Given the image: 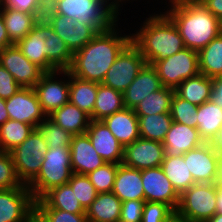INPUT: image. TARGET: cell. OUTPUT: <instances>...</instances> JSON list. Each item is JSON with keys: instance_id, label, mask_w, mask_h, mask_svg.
Masks as SVG:
<instances>
[{"instance_id": "cell-1", "label": "cell", "mask_w": 222, "mask_h": 222, "mask_svg": "<svg viewBox=\"0 0 222 222\" xmlns=\"http://www.w3.org/2000/svg\"><path fill=\"white\" fill-rule=\"evenodd\" d=\"M128 22L121 16L109 29L99 32L73 54L68 71L80 79L101 84L118 55L131 42V22Z\"/></svg>"}, {"instance_id": "cell-2", "label": "cell", "mask_w": 222, "mask_h": 222, "mask_svg": "<svg viewBox=\"0 0 222 222\" xmlns=\"http://www.w3.org/2000/svg\"><path fill=\"white\" fill-rule=\"evenodd\" d=\"M135 11L144 16L138 14L140 16L138 18V15H132L136 13ZM130 13L132 17L123 16V18L131 22L133 20L130 19L134 18V25L130 24L131 42L139 49L146 64L164 60L185 48L177 27L162 10H152V12L146 10L143 13L142 10H131ZM136 18L138 22H135Z\"/></svg>"}, {"instance_id": "cell-3", "label": "cell", "mask_w": 222, "mask_h": 222, "mask_svg": "<svg viewBox=\"0 0 222 222\" xmlns=\"http://www.w3.org/2000/svg\"><path fill=\"white\" fill-rule=\"evenodd\" d=\"M162 11L177 27L185 48L199 52L221 33V21L199 0H170Z\"/></svg>"}, {"instance_id": "cell-4", "label": "cell", "mask_w": 222, "mask_h": 222, "mask_svg": "<svg viewBox=\"0 0 222 222\" xmlns=\"http://www.w3.org/2000/svg\"><path fill=\"white\" fill-rule=\"evenodd\" d=\"M16 45L24 56L44 72L68 70L73 61V53L48 22H36Z\"/></svg>"}, {"instance_id": "cell-5", "label": "cell", "mask_w": 222, "mask_h": 222, "mask_svg": "<svg viewBox=\"0 0 222 222\" xmlns=\"http://www.w3.org/2000/svg\"><path fill=\"white\" fill-rule=\"evenodd\" d=\"M71 175L70 147H48L39 174L27 186L36 201L52 188L67 184Z\"/></svg>"}, {"instance_id": "cell-6", "label": "cell", "mask_w": 222, "mask_h": 222, "mask_svg": "<svg viewBox=\"0 0 222 222\" xmlns=\"http://www.w3.org/2000/svg\"><path fill=\"white\" fill-rule=\"evenodd\" d=\"M56 14L90 25L98 33L109 29L121 18L112 0H59Z\"/></svg>"}, {"instance_id": "cell-7", "label": "cell", "mask_w": 222, "mask_h": 222, "mask_svg": "<svg viewBox=\"0 0 222 222\" xmlns=\"http://www.w3.org/2000/svg\"><path fill=\"white\" fill-rule=\"evenodd\" d=\"M217 183H195L180 195L176 214L189 222H205L216 213Z\"/></svg>"}, {"instance_id": "cell-8", "label": "cell", "mask_w": 222, "mask_h": 222, "mask_svg": "<svg viewBox=\"0 0 222 222\" xmlns=\"http://www.w3.org/2000/svg\"><path fill=\"white\" fill-rule=\"evenodd\" d=\"M47 151L48 145L37 128L20 145L9 151L23 184L28 185L39 174Z\"/></svg>"}, {"instance_id": "cell-9", "label": "cell", "mask_w": 222, "mask_h": 222, "mask_svg": "<svg viewBox=\"0 0 222 222\" xmlns=\"http://www.w3.org/2000/svg\"><path fill=\"white\" fill-rule=\"evenodd\" d=\"M164 87L176 89L184 80L200 73L198 52L184 48L164 60L152 62Z\"/></svg>"}, {"instance_id": "cell-10", "label": "cell", "mask_w": 222, "mask_h": 222, "mask_svg": "<svg viewBox=\"0 0 222 222\" xmlns=\"http://www.w3.org/2000/svg\"><path fill=\"white\" fill-rule=\"evenodd\" d=\"M145 64L139 49L130 42L109 68L102 84L124 93Z\"/></svg>"}, {"instance_id": "cell-11", "label": "cell", "mask_w": 222, "mask_h": 222, "mask_svg": "<svg viewBox=\"0 0 222 222\" xmlns=\"http://www.w3.org/2000/svg\"><path fill=\"white\" fill-rule=\"evenodd\" d=\"M33 89L43 112L48 117L69 102V71L45 72Z\"/></svg>"}, {"instance_id": "cell-12", "label": "cell", "mask_w": 222, "mask_h": 222, "mask_svg": "<svg viewBox=\"0 0 222 222\" xmlns=\"http://www.w3.org/2000/svg\"><path fill=\"white\" fill-rule=\"evenodd\" d=\"M183 156L196 183H217L222 157L211 143H203Z\"/></svg>"}, {"instance_id": "cell-13", "label": "cell", "mask_w": 222, "mask_h": 222, "mask_svg": "<svg viewBox=\"0 0 222 222\" xmlns=\"http://www.w3.org/2000/svg\"><path fill=\"white\" fill-rule=\"evenodd\" d=\"M0 64L11 73L15 81L23 88H33L45 73L24 56L16 44L0 51Z\"/></svg>"}, {"instance_id": "cell-14", "label": "cell", "mask_w": 222, "mask_h": 222, "mask_svg": "<svg viewBox=\"0 0 222 222\" xmlns=\"http://www.w3.org/2000/svg\"><path fill=\"white\" fill-rule=\"evenodd\" d=\"M6 109L10 120L27 123L35 128L47 118L33 88L21 87L6 99Z\"/></svg>"}, {"instance_id": "cell-15", "label": "cell", "mask_w": 222, "mask_h": 222, "mask_svg": "<svg viewBox=\"0 0 222 222\" xmlns=\"http://www.w3.org/2000/svg\"><path fill=\"white\" fill-rule=\"evenodd\" d=\"M164 158L165 152L162 142L140 137L124 146L122 164L141 171L161 166Z\"/></svg>"}, {"instance_id": "cell-16", "label": "cell", "mask_w": 222, "mask_h": 222, "mask_svg": "<svg viewBox=\"0 0 222 222\" xmlns=\"http://www.w3.org/2000/svg\"><path fill=\"white\" fill-rule=\"evenodd\" d=\"M141 177L145 201L165 203L176 212L180 195L173 188L161 166L141 170Z\"/></svg>"}, {"instance_id": "cell-17", "label": "cell", "mask_w": 222, "mask_h": 222, "mask_svg": "<svg viewBox=\"0 0 222 222\" xmlns=\"http://www.w3.org/2000/svg\"><path fill=\"white\" fill-rule=\"evenodd\" d=\"M35 207L27 185L0 190V222H23Z\"/></svg>"}, {"instance_id": "cell-18", "label": "cell", "mask_w": 222, "mask_h": 222, "mask_svg": "<svg viewBox=\"0 0 222 222\" xmlns=\"http://www.w3.org/2000/svg\"><path fill=\"white\" fill-rule=\"evenodd\" d=\"M48 23L73 54L98 34L92 26L60 14H55Z\"/></svg>"}, {"instance_id": "cell-19", "label": "cell", "mask_w": 222, "mask_h": 222, "mask_svg": "<svg viewBox=\"0 0 222 222\" xmlns=\"http://www.w3.org/2000/svg\"><path fill=\"white\" fill-rule=\"evenodd\" d=\"M85 133L98 155L106 163L122 164L124 146L115 138L103 121L90 120Z\"/></svg>"}, {"instance_id": "cell-20", "label": "cell", "mask_w": 222, "mask_h": 222, "mask_svg": "<svg viewBox=\"0 0 222 222\" xmlns=\"http://www.w3.org/2000/svg\"><path fill=\"white\" fill-rule=\"evenodd\" d=\"M70 154L72 173L87 175L106 163L98 155L86 133L72 136Z\"/></svg>"}, {"instance_id": "cell-21", "label": "cell", "mask_w": 222, "mask_h": 222, "mask_svg": "<svg viewBox=\"0 0 222 222\" xmlns=\"http://www.w3.org/2000/svg\"><path fill=\"white\" fill-rule=\"evenodd\" d=\"M162 143L165 156H182L204 142L197 128L173 121Z\"/></svg>"}, {"instance_id": "cell-22", "label": "cell", "mask_w": 222, "mask_h": 222, "mask_svg": "<svg viewBox=\"0 0 222 222\" xmlns=\"http://www.w3.org/2000/svg\"><path fill=\"white\" fill-rule=\"evenodd\" d=\"M163 87L155 68L145 64L134 81L123 93L125 108L134 109L149 94Z\"/></svg>"}, {"instance_id": "cell-23", "label": "cell", "mask_w": 222, "mask_h": 222, "mask_svg": "<svg viewBox=\"0 0 222 222\" xmlns=\"http://www.w3.org/2000/svg\"><path fill=\"white\" fill-rule=\"evenodd\" d=\"M112 193L122 202L128 200H145L141 171L127 167L124 164H119Z\"/></svg>"}, {"instance_id": "cell-24", "label": "cell", "mask_w": 222, "mask_h": 222, "mask_svg": "<svg viewBox=\"0 0 222 222\" xmlns=\"http://www.w3.org/2000/svg\"><path fill=\"white\" fill-rule=\"evenodd\" d=\"M102 121L123 146L140 138L138 116L133 109L124 108L106 117Z\"/></svg>"}, {"instance_id": "cell-25", "label": "cell", "mask_w": 222, "mask_h": 222, "mask_svg": "<svg viewBox=\"0 0 222 222\" xmlns=\"http://www.w3.org/2000/svg\"><path fill=\"white\" fill-rule=\"evenodd\" d=\"M35 206L38 209H60L74 214H86V210L68 184L52 188L41 199L35 201Z\"/></svg>"}, {"instance_id": "cell-26", "label": "cell", "mask_w": 222, "mask_h": 222, "mask_svg": "<svg viewBox=\"0 0 222 222\" xmlns=\"http://www.w3.org/2000/svg\"><path fill=\"white\" fill-rule=\"evenodd\" d=\"M48 118L71 135L84 134L91 120L88 114L70 102L55 110Z\"/></svg>"}, {"instance_id": "cell-27", "label": "cell", "mask_w": 222, "mask_h": 222, "mask_svg": "<svg viewBox=\"0 0 222 222\" xmlns=\"http://www.w3.org/2000/svg\"><path fill=\"white\" fill-rule=\"evenodd\" d=\"M122 201L112 192L98 193L86 209L88 222H118Z\"/></svg>"}, {"instance_id": "cell-28", "label": "cell", "mask_w": 222, "mask_h": 222, "mask_svg": "<svg viewBox=\"0 0 222 222\" xmlns=\"http://www.w3.org/2000/svg\"><path fill=\"white\" fill-rule=\"evenodd\" d=\"M222 126V107L211 100L198 106L197 130L204 143H212Z\"/></svg>"}, {"instance_id": "cell-29", "label": "cell", "mask_w": 222, "mask_h": 222, "mask_svg": "<svg viewBox=\"0 0 222 222\" xmlns=\"http://www.w3.org/2000/svg\"><path fill=\"white\" fill-rule=\"evenodd\" d=\"M98 91V83L80 79L69 72V102L91 116Z\"/></svg>"}, {"instance_id": "cell-30", "label": "cell", "mask_w": 222, "mask_h": 222, "mask_svg": "<svg viewBox=\"0 0 222 222\" xmlns=\"http://www.w3.org/2000/svg\"><path fill=\"white\" fill-rule=\"evenodd\" d=\"M212 78L199 73L184 80L176 89L175 93L190 103L199 106L211 98Z\"/></svg>"}, {"instance_id": "cell-31", "label": "cell", "mask_w": 222, "mask_h": 222, "mask_svg": "<svg viewBox=\"0 0 222 222\" xmlns=\"http://www.w3.org/2000/svg\"><path fill=\"white\" fill-rule=\"evenodd\" d=\"M125 108L123 93L98 83V91L91 120L102 121Z\"/></svg>"}, {"instance_id": "cell-32", "label": "cell", "mask_w": 222, "mask_h": 222, "mask_svg": "<svg viewBox=\"0 0 222 222\" xmlns=\"http://www.w3.org/2000/svg\"><path fill=\"white\" fill-rule=\"evenodd\" d=\"M1 14L10 40L16 44L34 27V14H29L11 7H2Z\"/></svg>"}, {"instance_id": "cell-33", "label": "cell", "mask_w": 222, "mask_h": 222, "mask_svg": "<svg viewBox=\"0 0 222 222\" xmlns=\"http://www.w3.org/2000/svg\"><path fill=\"white\" fill-rule=\"evenodd\" d=\"M161 168L179 195L196 183L188 170L183 155L165 156Z\"/></svg>"}, {"instance_id": "cell-34", "label": "cell", "mask_w": 222, "mask_h": 222, "mask_svg": "<svg viewBox=\"0 0 222 222\" xmlns=\"http://www.w3.org/2000/svg\"><path fill=\"white\" fill-rule=\"evenodd\" d=\"M137 116L141 138L159 142L164 141L173 122L170 112Z\"/></svg>"}, {"instance_id": "cell-35", "label": "cell", "mask_w": 222, "mask_h": 222, "mask_svg": "<svg viewBox=\"0 0 222 222\" xmlns=\"http://www.w3.org/2000/svg\"><path fill=\"white\" fill-rule=\"evenodd\" d=\"M200 73L213 78L222 75V33L198 52Z\"/></svg>"}, {"instance_id": "cell-36", "label": "cell", "mask_w": 222, "mask_h": 222, "mask_svg": "<svg viewBox=\"0 0 222 222\" xmlns=\"http://www.w3.org/2000/svg\"><path fill=\"white\" fill-rule=\"evenodd\" d=\"M175 90L168 87L149 94L133 109L136 115H153L170 112Z\"/></svg>"}, {"instance_id": "cell-37", "label": "cell", "mask_w": 222, "mask_h": 222, "mask_svg": "<svg viewBox=\"0 0 222 222\" xmlns=\"http://www.w3.org/2000/svg\"><path fill=\"white\" fill-rule=\"evenodd\" d=\"M35 129L34 126L8 119L0 126V150L9 152L20 145Z\"/></svg>"}, {"instance_id": "cell-38", "label": "cell", "mask_w": 222, "mask_h": 222, "mask_svg": "<svg viewBox=\"0 0 222 222\" xmlns=\"http://www.w3.org/2000/svg\"><path fill=\"white\" fill-rule=\"evenodd\" d=\"M197 110L198 106L174 93L170 110L174 122L197 128Z\"/></svg>"}, {"instance_id": "cell-39", "label": "cell", "mask_w": 222, "mask_h": 222, "mask_svg": "<svg viewBox=\"0 0 222 222\" xmlns=\"http://www.w3.org/2000/svg\"><path fill=\"white\" fill-rule=\"evenodd\" d=\"M37 129L42 134L48 147H70L73 135L56 125L48 117L37 126Z\"/></svg>"}, {"instance_id": "cell-40", "label": "cell", "mask_w": 222, "mask_h": 222, "mask_svg": "<svg viewBox=\"0 0 222 222\" xmlns=\"http://www.w3.org/2000/svg\"><path fill=\"white\" fill-rule=\"evenodd\" d=\"M67 184L72 188L76 198L85 210L96 199L98 193L87 175L72 173Z\"/></svg>"}, {"instance_id": "cell-41", "label": "cell", "mask_w": 222, "mask_h": 222, "mask_svg": "<svg viewBox=\"0 0 222 222\" xmlns=\"http://www.w3.org/2000/svg\"><path fill=\"white\" fill-rule=\"evenodd\" d=\"M119 164L105 163L102 167L87 174L97 193L112 192Z\"/></svg>"}, {"instance_id": "cell-42", "label": "cell", "mask_w": 222, "mask_h": 222, "mask_svg": "<svg viewBox=\"0 0 222 222\" xmlns=\"http://www.w3.org/2000/svg\"><path fill=\"white\" fill-rule=\"evenodd\" d=\"M24 186L17 175L10 153L0 150V190Z\"/></svg>"}, {"instance_id": "cell-43", "label": "cell", "mask_w": 222, "mask_h": 222, "mask_svg": "<svg viewBox=\"0 0 222 222\" xmlns=\"http://www.w3.org/2000/svg\"><path fill=\"white\" fill-rule=\"evenodd\" d=\"M176 212L162 202H145L141 222H167Z\"/></svg>"}, {"instance_id": "cell-44", "label": "cell", "mask_w": 222, "mask_h": 222, "mask_svg": "<svg viewBox=\"0 0 222 222\" xmlns=\"http://www.w3.org/2000/svg\"><path fill=\"white\" fill-rule=\"evenodd\" d=\"M147 0H112L113 2V5L116 9V11L122 16H128L126 14H130V6L132 5H137V7L135 6H131V8H136L138 11H141L142 9L143 10H162L163 7L170 1V0H148L146 3L145 2ZM151 1V2H150ZM135 2V3H134ZM141 2V3H140ZM143 2V3H142ZM151 3V4H150ZM153 3V4H152ZM149 4V5H147ZM156 4V5H155ZM140 5L139 9H138V6ZM143 5H147V6H143ZM159 5V6H158ZM164 5V6H163ZM129 8H128V7ZM149 6V7H148ZM142 7V9H141ZM148 7V8H147ZM159 7V8H158ZM162 7V8H161ZM128 8V9H127ZM146 8V9H145ZM152 8V9H151ZM126 9V10H125ZM124 10V11H123ZM128 10V12H126ZM124 13V14H123ZM126 13V14H125Z\"/></svg>"}, {"instance_id": "cell-45", "label": "cell", "mask_w": 222, "mask_h": 222, "mask_svg": "<svg viewBox=\"0 0 222 222\" xmlns=\"http://www.w3.org/2000/svg\"><path fill=\"white\" fill-rule=\"evenodd\" d=\"M145 202V200L123 201L119 221L141 222Z\"/></svg>"}, {"instance_id": "cell-46", "label": "cell", "mask_w": 222, "mask_h": 222, "mask_svg": "<svg viewBox=\"0 0 222 222\" xmlns=\"http://www.w3.org/2000/svg\"><path fill=\"white\" fill-rule=\"evenodd\" d=\"M49 222H88L86 214H74L60 209H39Z\"/></svg>"}, {"instance_id": "cell-47", "label": "cell", "mask_w": 222, "mask_h": 222, "mask_svg": "<svg viewBox=\"0 0 222 222\" xmlns=\"http://www.w3.org/2000/svg\"><path fill=\"white\" fill-rule=\"evenodd\" d=\"M20 88L21 86L15 81L11 73L0 64V98L8 99Z\"/></svg>"}, {"instance_id": "cell-48", "label": "cell", "mask_w": 222, "mask_h": 222, "mask_svg": "<svg viewBox=\"0 0 222 222\" xmlns=\"http://www.w3.org/2000/svg\"><path fill=\"white\" fill-rule=\"evenodd\" d=\"M59 0H38L34 18L36 22H49L57 13Z\"/></svg>"}, {"instance_id": "cell-49", "label": "cell", "mask_w": 222, "mask_h": 222, "mask_svg": "<svg viewBox=\"0 0 222 222\" xmlns=\"http://www.w3.org/2000/svg\"><path fill=\"white\" fill-rule=\"evenodd\" d=\"M38 0H2V7H11L22 12L34 14Z\"/></svg>"}, {"instance_id": "cell-50", "label": "cell", "mask_w": 222, "mask_h": 222, "mask_svg": "<svg viewBox=\"0 0 222 222\" xmlns=\"http://www.w3.org/2000/svg\"><path fill=\"white\" fill-rule=\"evenodd\" d=\"M210 100L222 107V75L212 78V91Z\"/></svg>"}, {"instance_id": "cell-51", "label": "cell", "mask_w": 222, "mask_h": 222, "mask_svg": "<svg viewBox=\"0 0 222 222\" xmlns=\"http://www.w3.org/2000/svg\"><path fill=\"white\" fill-rule=\"evenodd\" d=\"M215 17L222 21V0H199Z\"/></svg>"}, {"instance_id": "cell-52", "label": "cell", "mask_w": 222, "mask_h": 222, "mask_svg": "<svg viewBox=\"0 0 222 222\" xmlns=\"http://www.w3.org/2000/svg\"><path fill=\"white\" fill-rule=\"evenodd\" d=\"M14 43L10 40L7 29L5 27V23L0 12V51L5 47L11 46Z\"/></svg>"}, {"instance_id": "cell-53", "label": "cell", "mask_w": 222, "mask_h": 222, "mask_svg": "<svg viewBox=\"0 0 222 222\" xmlns=\"http://www.w3.org/2000/svg\"><path fill=\"white\" fill-rule=\"evenodd\" d=\"M23 222H49L45 215L35 206L25 217Z\"/></svg>"}, {"instance_id": "cell-54", "label": "cell", "mask_w": 222, "mask_h": 222, "mask_svg": "<svg viewBox=\"0 0 222 222\" xmlns=\"http://www.w3.org/2000/svg\"><path fill=\"white\" fill-rule=\"evenodd\" d=\"M9 119L6 109V99L0 98V126Z\"/></svg>"}, {"instance_id": "cell-55", "label": "cell", "mask_w": 222, "mask_h": 222, "mask_svg": "<svg viewBox=\"0 0 222 222\" xmlns=\"http://www.w3.org/2000/svg\"><path fill=\"white\" fill-rule=\"evenodd\" d=\"M211 145L218 151V153L222 157V126H221L217 136L212 141Z\"/></svg>"}, {"instance_id": "cell-56", "label": "cell", "mask_w": 222, "mask_h": 222, "mask_svg": "<svg viewBox=\"0 0 222 222\" xmlns=\"http://www.w3.org/2000/svg\"><path fill=\"white\" fill-rule=\"evenodd\" d=\"M216 213L222 214V186L217 185Z\"/></svg>"}, {"instance_id": "cell-57", "label": "cell", "mask_w": 222, "mask_h": 222, "mask_svg": "<svg viewBox=\"0 0 222 222\" xmlns=\"http://www.w3.org/2000/svg\"><path fill=\"white\" fill-rule=\"evenodd\" d=\"M205 222H222V214L215 213L210 219Z\"/></svg>"}, {"instance_id": "cell-58", "label": "cell", "mask_w": 222, "mask_h": 222, "mask_svg": "<svg viewBox=\"0 0 222 222\" xmlns=\"http://www.w3.org/2000/svg\"><path fill=\"white\" fill-rule=\"evenodd\" d=\"M167 222H189L187 219L179 217L176 213Z\"/></svg>"}, {"instance_id": "cell-59", "label": "cell", "mask_w": 222, "mask_h": 222, "mask_svg": "<svg viewBox=\"0 0 222 222\" xmlns=\"http://www.w3.org/2000/svg\"><path fill=\"white\" fill-rule=\"evenodd\" d=\"M217 185L222 186V159L219 164V176H218V180H217Z\"/></svg>"}, {"instance_id": "cell-60", "label": "cell", "mask_w": 222, "mask_h": 222, "mask_svg": "<svg viewBox=\"0 0 222 222\" xmlns=\"http://www.w3.org/2000/svg\"><path fill=\"white\" fill-rule=\"evenodd\" d=\"M2 9V0H0V11Z\"/></svg>"}]
</instances>
